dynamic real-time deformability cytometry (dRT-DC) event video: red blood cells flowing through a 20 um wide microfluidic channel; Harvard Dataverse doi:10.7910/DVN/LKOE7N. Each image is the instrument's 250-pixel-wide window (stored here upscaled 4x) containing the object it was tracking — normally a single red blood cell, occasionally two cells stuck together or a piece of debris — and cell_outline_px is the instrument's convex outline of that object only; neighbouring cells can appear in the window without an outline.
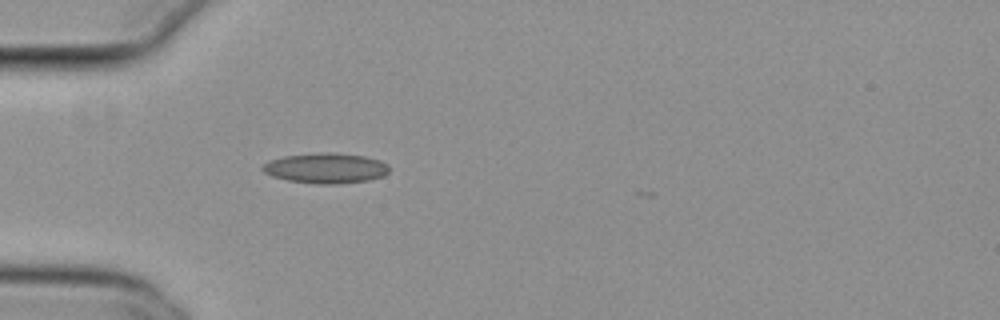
{"species": "common noctule bat (a hibernating species)", "species_latin": "Nyctalus noctula", "temperature_condition": "cold", "stored_images_in_passage": 34, "camera_frame_rate_fps": 3000, "um_per_image_px": 0.085, "animal": {"sex": "female", "body_mass_g": 29.2, "forearm_length_mm": 56.3}, "frame": {"image": 1, "passage_image": 1, "time_ms": 0.0, "image_size_px": [1000, 320], "cell_outline_px": [[388, 172], [384, 176], [368, 180], [336, 184], [316, 184], [288, 180], [272, 176], [264, 172], [260, 168], [268, 160], [284, 156], [328, 152], [364, 156], [380, 160], [388, 164]], "centroid_in_image_um": [27.69, 14.3], "position_along_channel_um": 57.3, "area_um2": 22.25}}
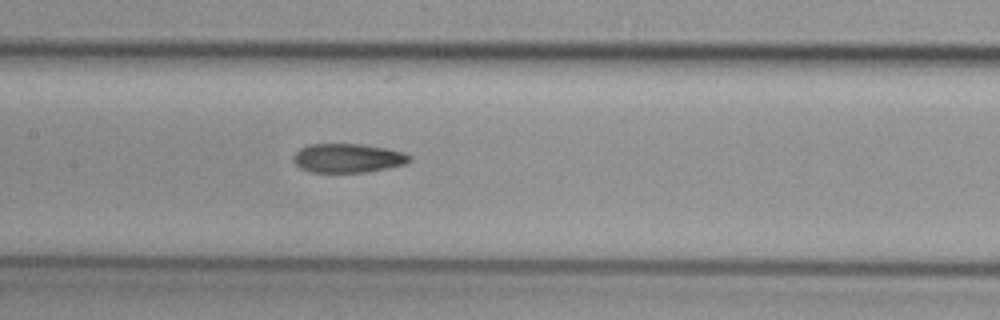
{"frame": {"image": 2, "passage_image": 11, "time_ms": 3.333, "image_size_px": [1000, 320], "cell_outline_px": [[412, 160], [404, 164], [364, 172], [312, 172], [300, 168], [292, 160], [292, 156], [300, 148], [308, 144], [360, 144], [388, 148], [404, 152], [412, 156]], "centroid_in_image_um": [29.55, 13.43], "position_along_channel_um": 177.8, "area_um2": 19.65}}
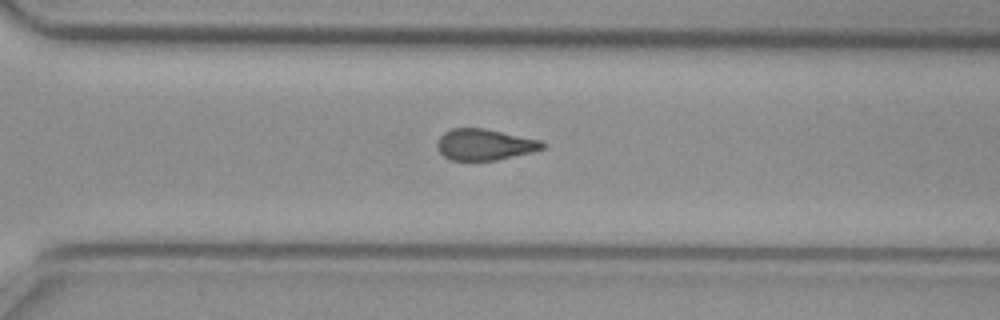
{"frame": {"image": 3, "passage_image": 23, "time_ms": 7.333, "image_size_px": [1000, 320], "cell_outline_px": [[544, 148], [532, 152], [496, 160], [452, 160], [444, 156], [440, 152], [436, 144], [436, 140], [444, 132], [452, 128], [484, 128], [540, 140], [544, 144]], "centroid_in_image_um": [41.16, 12.28], "position_along_channel_um": 329.4, "area_um2": 19.02}, "authors_computed_cell_mechanics": {"area_um2": 19.7676, "velocity_mm_per_s": 3.8002, "shape_relaxation_time_tau1_ms": null, "shape_relaxation_time_tau2_ms": 3.7761, "deformation_change_tau1": null, "deformation_change_tau2": 0.1148}}